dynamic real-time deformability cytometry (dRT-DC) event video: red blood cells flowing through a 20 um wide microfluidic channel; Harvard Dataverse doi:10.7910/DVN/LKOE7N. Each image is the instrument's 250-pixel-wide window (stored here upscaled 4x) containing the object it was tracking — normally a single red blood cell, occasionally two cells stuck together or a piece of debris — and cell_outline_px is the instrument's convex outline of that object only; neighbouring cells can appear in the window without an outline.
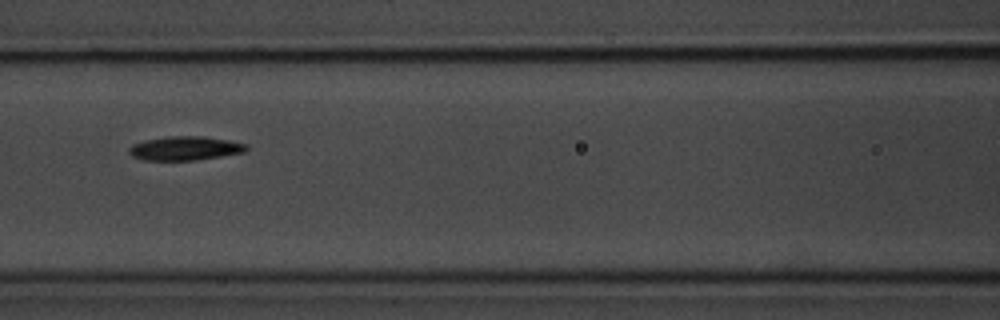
{"species": "common noctule bat (a hibernating species)", "species_latin": "Nyctalus noctula", "temperature_condition": "room temperature", "stored_images_in_passage": 5, "camera_frame_rate_fps": 3000, "um_per_image_px": 0.085, "animal": {"sex": "male", "body_mass_g": 20.1, "forearm_length_mm": 53.5}, "frame": {"image": 1, "passage_image": 4, "time_ms": 3.333, "image_size_px": [1000, 320], "cell_outline_px": [[248, 148], [244, 152], [196, 160], [144, 160], [132, 156], [128, 152], [128, 148], [132, 144], [148, 140], [168, 136], [204, 136], [228, 140], [248, 144]], "centroid_in_image_um": [15.73, 12.6], "position_along_channel_um": 150.9, "area_um2": 16.3}}
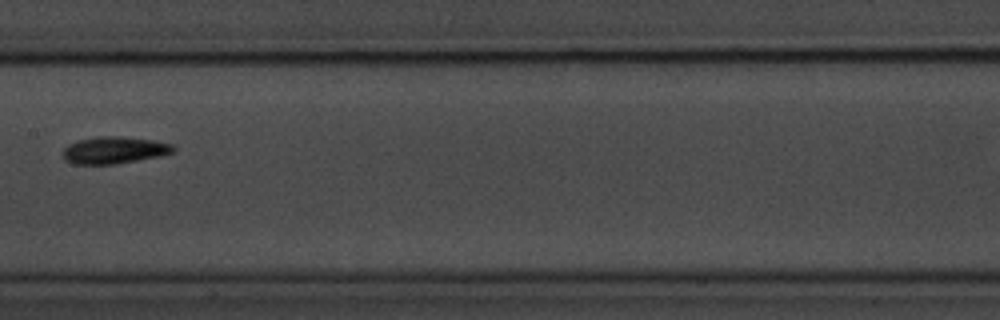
{"frame": {"image": 2, "passage_image": 5, "time_ms": 4.667, "image_size_px": [1000, 320], "cell_outline_px": [[176, 148], [172, 152], [160, 156], [116, 164], [72, 164], [64, 160], [64, 148], [68, 144], [80, 140], [96, 136], [120, 136], [152, 140], [172, 144]], "centroid_in_image_um": [9.69, 12.76], "position_along_channel_um": 197.7, "area_um2": 17.34}}